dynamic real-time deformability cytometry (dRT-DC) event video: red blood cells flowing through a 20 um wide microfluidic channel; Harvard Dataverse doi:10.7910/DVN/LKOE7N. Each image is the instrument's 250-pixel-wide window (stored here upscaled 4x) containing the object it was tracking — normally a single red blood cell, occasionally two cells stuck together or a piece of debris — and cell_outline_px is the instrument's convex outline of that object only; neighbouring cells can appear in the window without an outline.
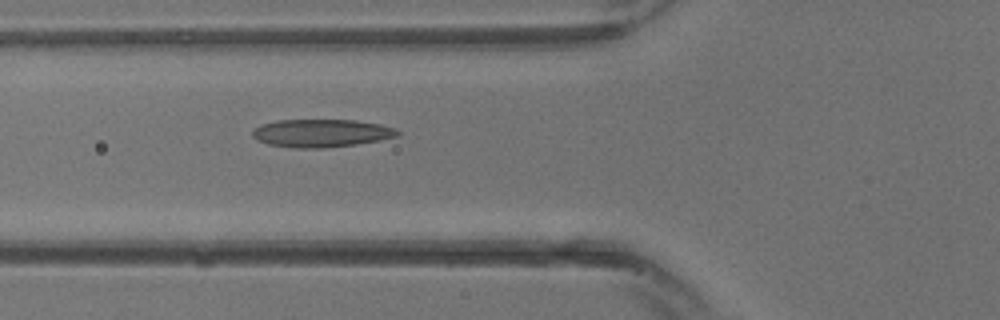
{"species": "common noctule bat (a hibernating species)", "species_latin": "Nyctalus noctula", "temperature_condition": "warm", "stored_images_in_passage": 11, "camera_frame_rate_fps": 3000, "um_per_image_px": 0.085, "animal": {"sex": "male", "body_mass_g": 13.3}, "frame": {"image": 1, "passage_image": 11, "time_ms": 3.333, "image_size_px": [1000, 320], "cell_outline_px": [[400, 132], [396, 136], [380, 140], [356, 144], [324, 148], [292, 148], [268, 144], [256, 140], [252, 136], [252, 132], [260, 124], [276, 120], [356, 120], [380, 124], [396, 128]], "centroid_in_image_um": [27.29, 11.31], "position_along_channel_um": 98.5, "area_um2": 23.7}}